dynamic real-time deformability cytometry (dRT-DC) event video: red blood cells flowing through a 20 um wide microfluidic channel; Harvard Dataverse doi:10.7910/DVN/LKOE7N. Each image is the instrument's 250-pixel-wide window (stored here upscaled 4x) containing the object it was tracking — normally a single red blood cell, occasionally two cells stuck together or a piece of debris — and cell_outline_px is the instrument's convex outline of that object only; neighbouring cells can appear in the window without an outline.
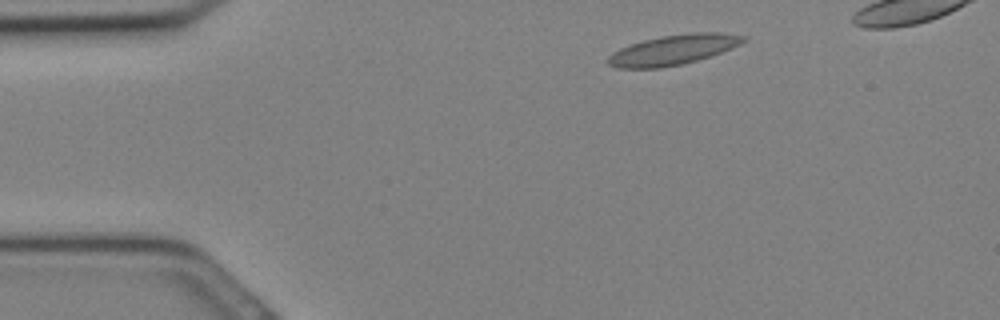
{"species": "Egyptian fruit bat (a non-hibernating species)", "species_latin": "Rousettus aegyptiacus", "temperature_condition": "cold", "stored_images_in_passage": 9, "camera_frame_rate_fps": 3000, "um_per_image_px": 0.085, "animal": {"sex": "female"}, "frame": {"image": 1, "passage_image": 3, "time_ms": 0.667, "image_size_px": [1000, 320], "cell_outline_px": [[744, 40], [740, 44], [720, 52], [696, 60], [680, 64], [660, 68], [620, 68], [608, 64], [608, 56], [612, 52], [620, 48], [644, 40], [660, 36], [696, 32], [724, 32], [744, 36]], "centroid_in_image_um": [57.19, 4.22], "position_along_channel_um": 27.8, "area_um2": 23.24}}
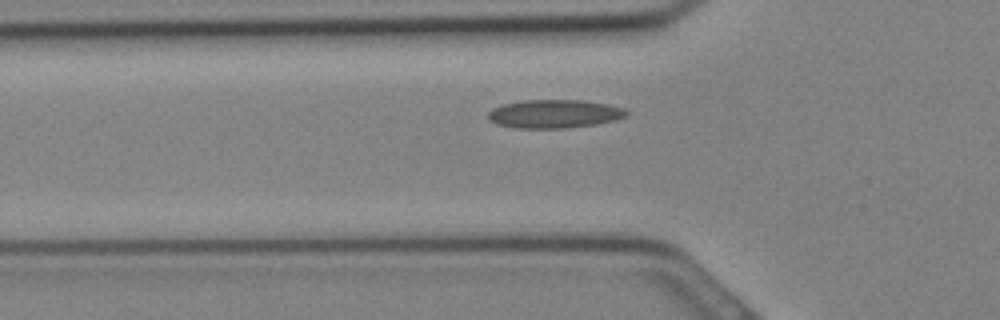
{"frame": {"image": 2, "passage_image": 8, "time_ms": 2.333, "image_size_px": [1000, 320], "cell_outline_px": [[628, 112], [624, 116], [616, 120], [596, 124], [564, 128], [516, 128], [496, 124], [488, 120], [488, 112], [492, 108], [500, 104], [524, 100], [584, 100], [608, 104], [624, 108]], "centroid_in_image_um": [47.08, 9.67], "position_along_channel_um": 78.7, "area_um2": 23.06}}